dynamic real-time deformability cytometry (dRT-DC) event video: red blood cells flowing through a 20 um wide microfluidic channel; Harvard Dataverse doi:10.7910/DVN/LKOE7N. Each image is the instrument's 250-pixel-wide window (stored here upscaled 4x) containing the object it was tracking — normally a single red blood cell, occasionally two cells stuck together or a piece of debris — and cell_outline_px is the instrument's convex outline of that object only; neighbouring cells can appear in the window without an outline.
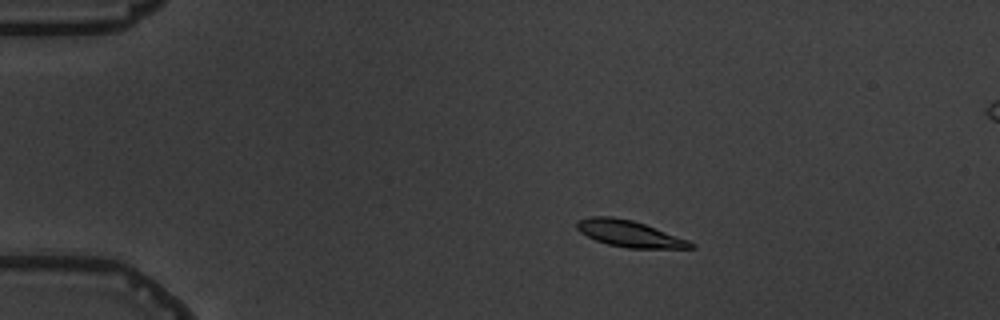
{"species": "common noctule bat (a hibernating species)", "species_latin": "Nyctalus noctula", "temperature_condition": "warm", "stored_images_in_passage": 10, "camera_frame_rate_fps": 3000, "um_per_image_px": 0.085, "animal": {"sex": "male", "body_mass_g": 19.5, "forearm_length_mm": 54.6}, "frame": {"image": 1, "passage_image": 2, "time_ms": 2.0, "image_size_px": [1000, 320], "cell_outline_px": [[696, 248], [628, 248], [608, 244], [596, 240], [580, 232], [576, 228], [576, 220], [592, 216], [612, 216], [632, 220], [644, 224], [688, 240], [696, 244]], "centroid_in_image_um": [53.48, 19.86], "position_along_channel_um": 31.5, "area_um2": 17.4}}
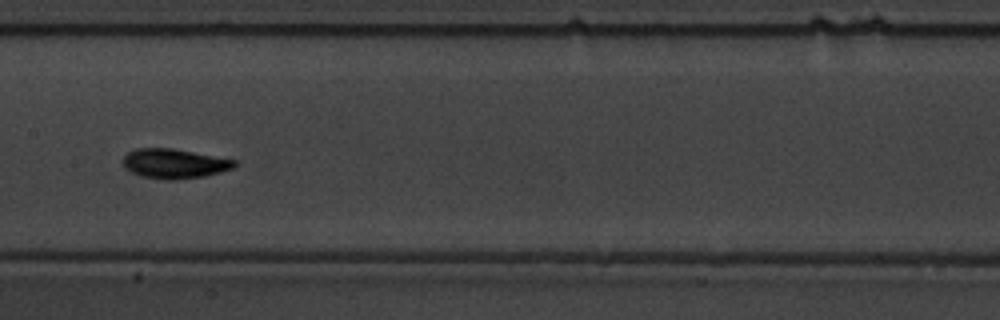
{"frame": {"image": 2, "passage_image": 7, "time_ms": 8.0, "image_size_px": [1000, 320], "cell_outline_px": [[236, 164], [232, 168], [220, 172], [204, 176], [176, 180], [168, 180], [144, 176], [132, 172], [124, 164], [124, 156], [128, 152], [136, 148], [172, 148], [236, 160]], "centroid_in_image_um": [14.83, 13.9], "position_along_channel_um": 192.6, "area_um2": 18.9}}
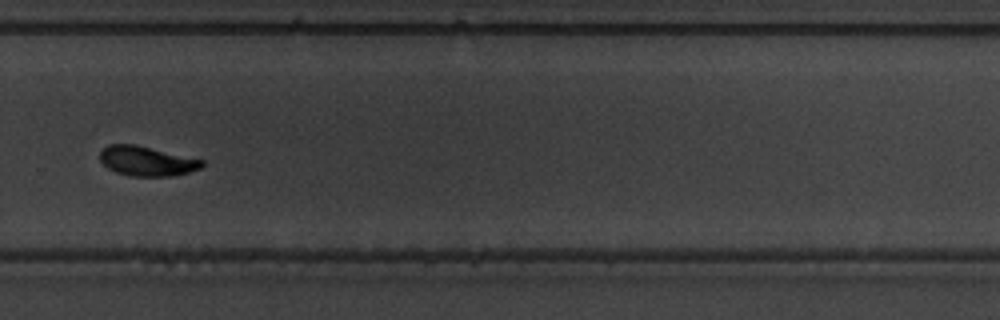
{"frame": {"image": 3, "passage_image": 10, "time_ms": 11.333, "image_size_px": [1000, 320], "cell_outline_px": [[204, 164], [200, 168], [188, 172], [172, 176], [132, 176], [116, 172], [108, 168], [100, 160], [100, 152], [108, 144], [136, 144], [204, 160]], "centroid_in_image_um": [12.47, 13.68], "position_along_channel_um": 317.3, "area_um2": 17.57}}